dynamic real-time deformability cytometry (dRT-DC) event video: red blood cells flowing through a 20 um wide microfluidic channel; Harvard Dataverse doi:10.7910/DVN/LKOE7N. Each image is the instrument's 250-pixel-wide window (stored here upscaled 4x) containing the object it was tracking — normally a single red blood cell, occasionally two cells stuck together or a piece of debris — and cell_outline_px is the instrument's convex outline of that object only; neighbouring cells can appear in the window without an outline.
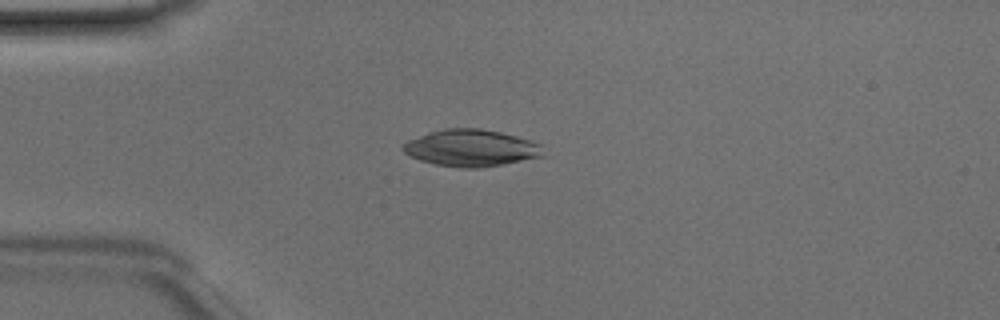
{"species": "Egyptian fruit bat (a non-hibernating species)", "species_latin": "Rousettus aegyptiacus", "temperature_condition": "room temperature", "stored_images_in_passage": 48, "camera_frame_rate_fps": 3000, "um_per_image_px": 0.085, "animal": {"sex": "male"}, "frame": {"image": 1, "passage_image": 12, "time_ms": 3.667, "image_size_px": [1000, 320], "cell_outline_px": [[544, 156], [480, 168], [464, 168], [436, 164], [420, 160], [404, 152], [400, 148], [400, 144], [408, 140], [428, 132], [444, 128], [480, 128], [500, 132], [516, 136], [540, 144]], "centroid_in_image_um": [39.99, 12.57], "position_along_channel_um": 45.0, "area_um2": 29.94}}
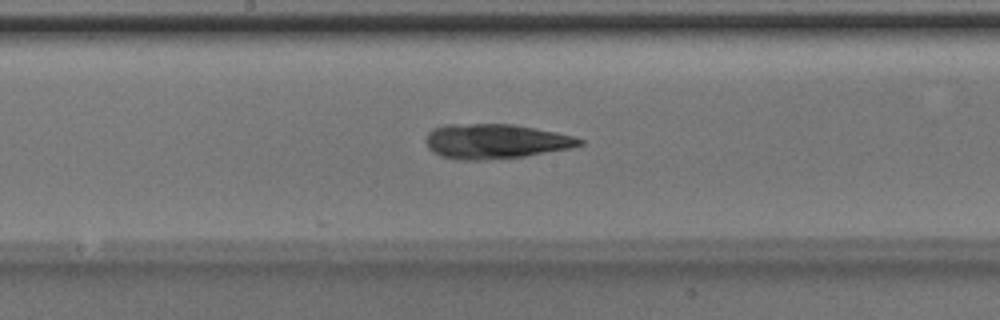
{"frame": {"image": 2, "passage_image": 25, "time_ms": 8.0, "image_size_px": [1000, 320], "cell_outline_px": [[584, 144], [572, 148], [524, 156], [484, 160], [460, 160], [440, 156], [432, 152], [428, 148], [424, 140], [428, 132], [432, 128], [444, 124], [516, 124], [556, 132], [572, 136], [584, 140]], "centroid_in_image_um": [42.08, 12.01], "position_along_channel_um": 206.1, "area_um2": 31.44}}
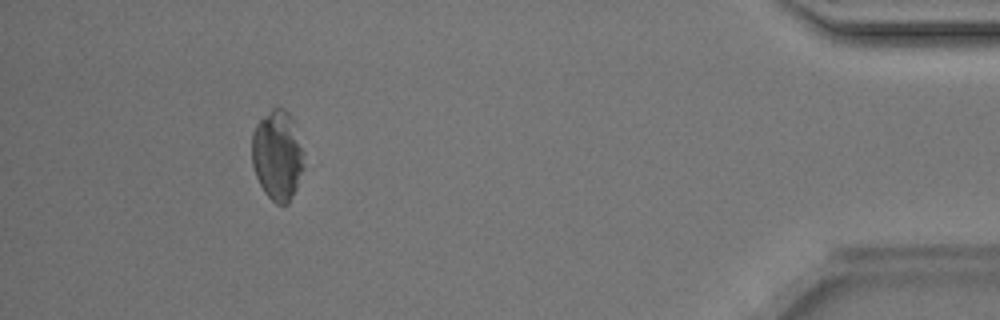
{"frame": {"image": 3, "passage_image": 44, "time_ms": 14.333, "image_size_px": [1000, 320], "cell_outline_px": [[304, 168], [296, 188], [288, 204], [276, 204], [264, 192], [256, 176], [252, 164], [252, 132], [256, 124], [272, 108], [284, 108], [288, 112], [292, 120], [300, 148]], "centroid_in_image_um": [23.54, 13.23], "position_along_channel_um": 411.7, "area_um2": 26.7}}